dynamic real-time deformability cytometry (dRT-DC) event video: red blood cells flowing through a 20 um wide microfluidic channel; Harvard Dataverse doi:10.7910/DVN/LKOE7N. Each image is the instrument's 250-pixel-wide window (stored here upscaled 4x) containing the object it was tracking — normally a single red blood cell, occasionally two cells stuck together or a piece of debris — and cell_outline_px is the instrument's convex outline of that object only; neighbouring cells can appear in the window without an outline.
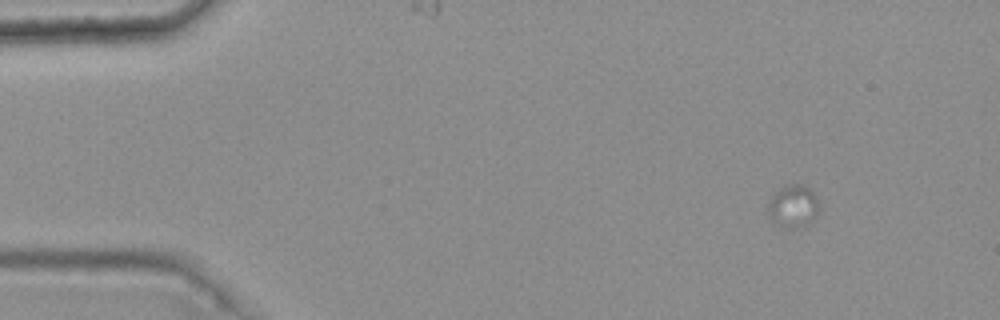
{"species": "common noctule bat (a hibernating species)", "species_latin": "Nyctalus noctula", "temperature_condition": "warm", "stored_images_in_passage": 4, "camera_frame_rate_fps": 3000, "um_per_image_px": 0.085, "animal": {"sex": "female", "body_mass_g": 25.1}, "frame": {"image": 1, "passage_image": 1, "time_ms": 0.0, "image_size_px": [1000, 320], "cell_outline_px": [[820, 208], [816, 216], [808, 224], [796, 228], [792, 228], [772, 224], [764, 208], [772, 196], [784, 184], [804, 184], [816, 196]], "centroid_in_image_um": [67.37, 17.54], "position_along_channel_um": 17.6, "area_um2": 13.12}}